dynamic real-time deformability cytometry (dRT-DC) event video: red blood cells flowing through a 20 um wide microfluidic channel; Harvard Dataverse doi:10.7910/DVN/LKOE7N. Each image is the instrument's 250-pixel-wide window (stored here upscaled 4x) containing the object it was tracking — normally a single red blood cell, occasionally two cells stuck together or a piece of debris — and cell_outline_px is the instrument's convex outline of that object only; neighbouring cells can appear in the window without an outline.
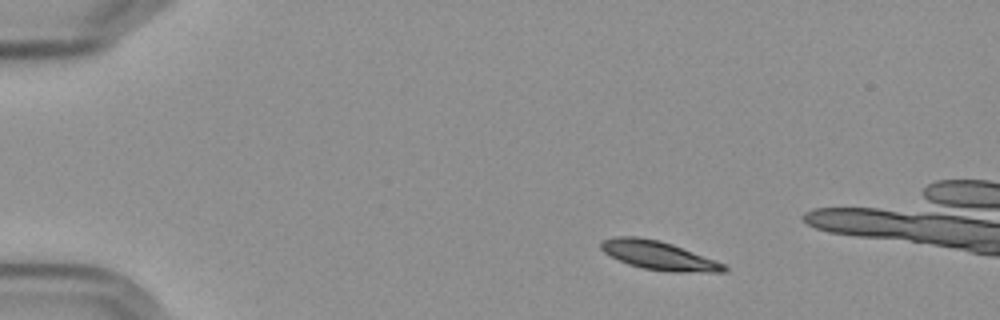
{"species": "Egyptian fruit bat (a non-hibernating species)", "species_latin": "Rousettus aegyptiacus", "temperature_condition": "cold", "stored_images_in_passage": 4, "camera_frame_rate_fps": 3000, "um_per_image_px": 0.085, "frame": {"image": 1, "passage_image": 1, "time_ms": 0.0, "image_size_px": [1000, 320], "cell_outline_px": [[728, 272], [668, 272], [644, 268], [628, 264], [604, 252], [600, 248], [600, 240], [616, 236], [636, 236], [656, 240], [672, 244], [724, 264], [728, 268]], "centroid_in_image_um": [55.96, 21.72], "position_along_channel_um": 29.0, "area_um2": 20.35}}